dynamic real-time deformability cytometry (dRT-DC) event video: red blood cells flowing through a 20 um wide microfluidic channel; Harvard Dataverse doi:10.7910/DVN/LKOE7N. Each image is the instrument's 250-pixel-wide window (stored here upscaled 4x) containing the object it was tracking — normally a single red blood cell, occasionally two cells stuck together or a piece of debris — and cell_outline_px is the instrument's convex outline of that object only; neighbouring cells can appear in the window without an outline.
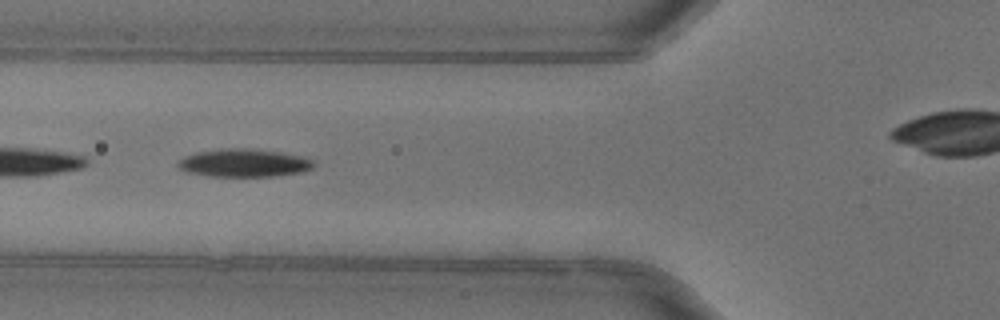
{"species": "common noctule bat (a hibernating species)", "species_latin": "Nyctalus noctula", "temperature_condition": "warm", "stored_images_in_passage": 36, "camera_frame_rate_fps": 3000, "um_per_image_px": 0.085, "animal": {"sex": "female"}, "frame": {"image": 1, "passage_image": 11, "time_ms": 3.333, "image_size_px": [1000, 320], "cell_outline_px": [[316, 164], [312, 168], [300, 172], [272, 176], [208, 176], [184, 172], [176, 164], [184, 156], [196, 152], [220, 148], [244, 148], [280, 152], [304, 156], [312, 160]], "centroid_in_image_um": [20.7, 13.84], "position_along_channel_um": 105.1, "area_um2": 22.2}}